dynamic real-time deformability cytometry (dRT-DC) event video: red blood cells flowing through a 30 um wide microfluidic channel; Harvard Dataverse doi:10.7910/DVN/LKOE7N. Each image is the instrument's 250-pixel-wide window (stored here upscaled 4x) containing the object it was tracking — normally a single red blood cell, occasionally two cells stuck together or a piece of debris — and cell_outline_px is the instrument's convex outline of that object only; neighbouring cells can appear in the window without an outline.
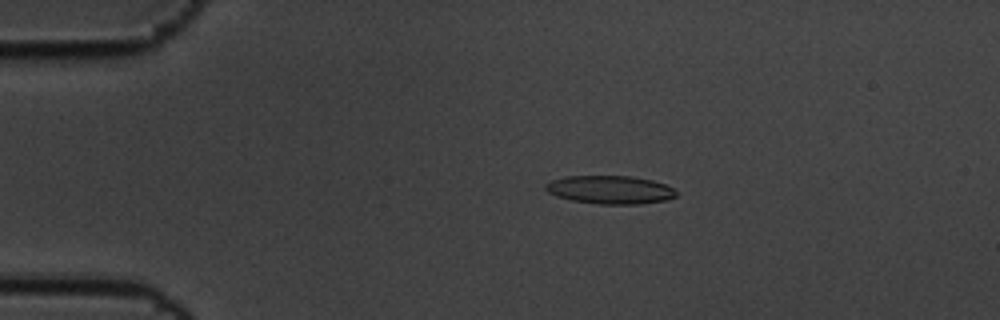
{"species": "common noctule bat (a hibernating species)", "species_latin": "Nyctalus noctula", "temperature_condition": "cold", "stored_images_in_passage": 8, "camera_frame_rate_fps": 3000, "um_per_image_px": 0.085, "animal": {"sex": "male", "body_mass_g": 19.5, "forearm_length_mm": 54.6}, "frame": {"image": 1, "passage_image": 4, "time_ms": 1.0, "image_size_px": [1000, 320], "cell_outline_px": [[676, 196], [668, 200], [640, 204], [600, 204], [572, 200], [556, 196], [548, 192], [544, 188], [544, 184], [552, 180], [564, 176], [632, 176], [652, 180], [664, 184], [672, 188], [676, 192]], "centroid_in_image_um": [51.84, 16.13], "position_along_channel_um": 33.2, "area_um2": 21.56}}
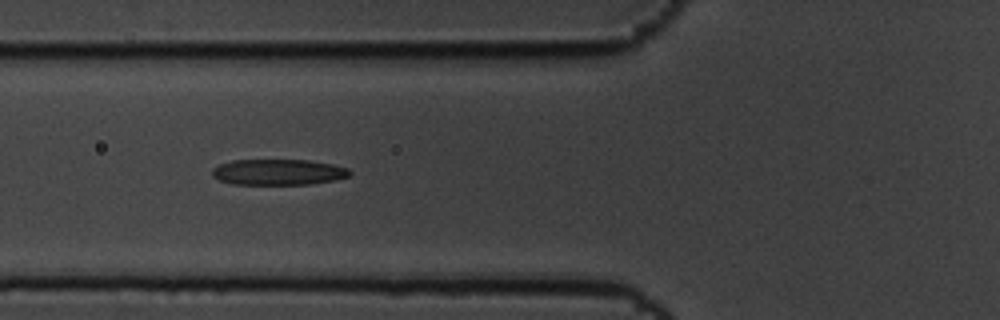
{"frame": {"image": 2, "passage_image": 7, "time_ms": 2.0, "image_size_px": [1000, 320], "cell_outline_px": [[352, 172], [348, 176], [336, 180], [312, 184], [232, 184], [220, 180], [212, 176], [212, 168], [220, 164], [232, 160], [308, 160], [332, 164], [348, 168]], "centroid_in_image_um": [23.66, 14.63], "position_along_channel_um": 102.1, "area_um2": 20.75}}
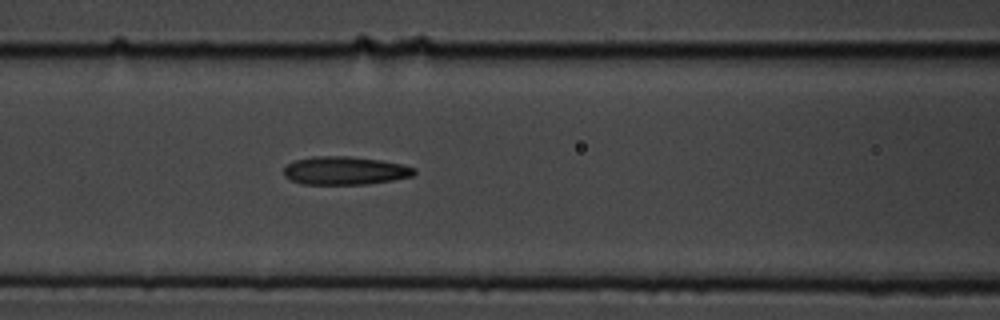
{"frame": {"image": 3, "passage_image": 8, "time_ms": 2.333, "image_size_px": [1000, 320], "cell_outline_px": [[416, 172], [412, 176], [392, 180], [368, 184], [304, 184], [292, 180], [284, 176], [284, 168], [288, 164], [296, 160], [316, 156], [348, 156], [380, 160], [404, 164], [416, 168]], "centroid_in_image_um": [29.36, 14.5], "position_along_channel_um": 137.2, "area_um2": 21.39}}